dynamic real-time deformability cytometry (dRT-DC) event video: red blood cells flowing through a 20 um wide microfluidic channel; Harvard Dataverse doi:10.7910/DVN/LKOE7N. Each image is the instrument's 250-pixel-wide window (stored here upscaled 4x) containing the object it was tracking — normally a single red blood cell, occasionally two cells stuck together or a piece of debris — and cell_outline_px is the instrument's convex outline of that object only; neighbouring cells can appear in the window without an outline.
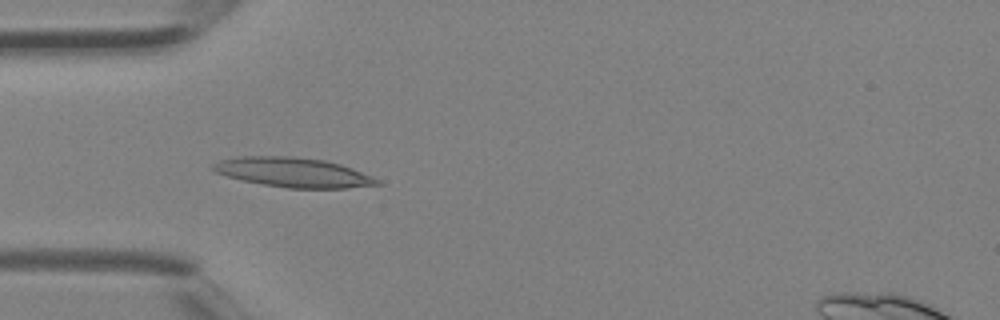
{"species": "Egyptian fruit bat (a non-hibernating species)", "species_latin": "Rousettus aegyptiacus", "temperature_condition": "room temperature", "stored_images_in_passage": 4, "camera_frame_rate_fps": 3000, "um_per_image_px": 0.085, "animal": {"sex": "female"}, "frame": {"image": 1, "passage_image": 3, "time_ms": 0.667, "image_size_px": [1000, 320], "cell_outline_px": [[384, 184], [348, 188], [288, 188], [264, 184], [244, 180], [228, 176], [216, 172], [208, 168], [212, 164], [220, 160], [236, 156], [288, 156], [324, 160], [340, 164], [352, 168], [372, 176], [380, 180]], "centroid_in_image_um": [24.93, 14.65], "position_along_channel_um": 60.1, "area_um2": 28.26}}
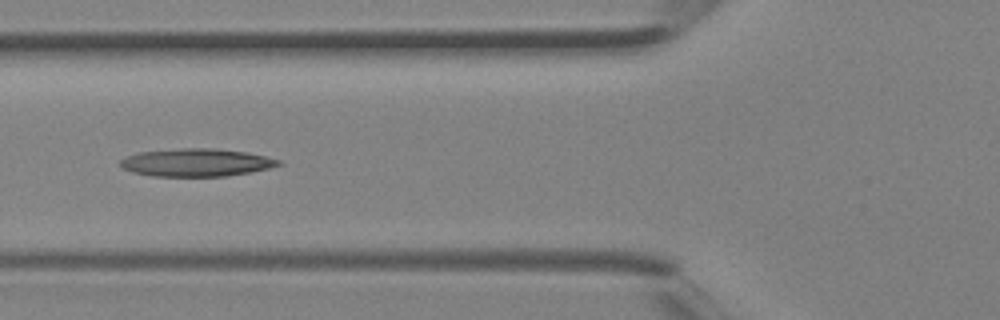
{"frame": {"image": 2, "passage_image": 4, "time_ms": 1.0, "image_size_px": [1000, 320], "cell_outline_px": [[284, 164], [268, 168], [248, 172], [224, 176], [152, 176], [132, 172], [120, 168], [120, 160], [128, 156], [140, 152], [180, 148], [216, 148], [248, 152], [280, 160]], "centroid_in_image_um": [16.67, 13.81], "position_along_channel_um": 109.1, "area_um2": 25.61}}